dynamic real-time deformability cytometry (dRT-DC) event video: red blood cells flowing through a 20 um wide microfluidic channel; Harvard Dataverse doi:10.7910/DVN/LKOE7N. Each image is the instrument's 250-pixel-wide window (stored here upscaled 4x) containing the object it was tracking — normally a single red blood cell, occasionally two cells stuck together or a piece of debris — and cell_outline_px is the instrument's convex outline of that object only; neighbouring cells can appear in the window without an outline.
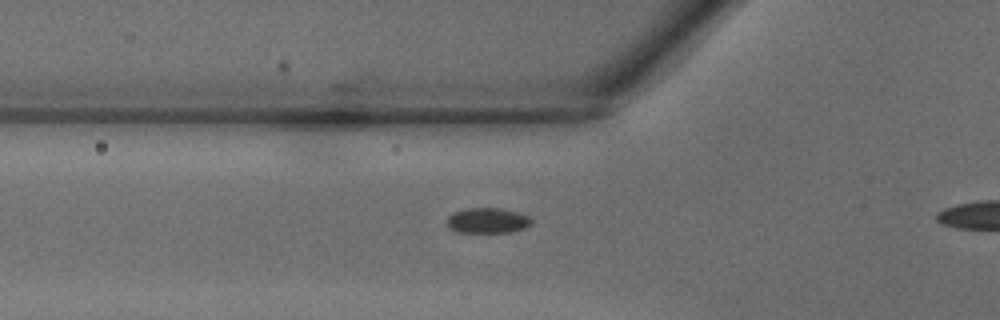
{"species": "common noctule bat (a hibernating species)", "species_latin": "Nyctalus noctula", "temperature_condition": "warm", "stored_images_in_passage": 28, "camera_frame_rate_fps": 3000, "um_per_image_px": 0.085, "animal": {"sex": "male", "body_mass_g": 18.8}, "frame": {"image": 1, "passage_image": 5, "time_ms": 1.333, "image_size_px": [1000, 320], "cell_outline_px": [[532, 224], [524, 228], [512, 232], [456, 232], [448, 228], [444, 224], [448, 216], [452, 212], [464, 208], [500, 208], [520, 212], [528, 216], [532, 220]], "centroid_in_image_um": [41.39, 18.74], "position_along_channel_um": 84.4, "area_um2": 12.83}}
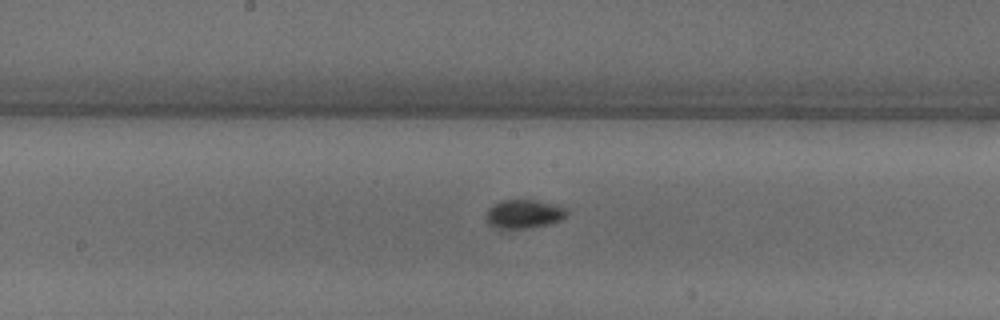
{"frame": {"image": 2, "passage_image": 12, "time_ms": 3.667, "image_size_px": [1000, 320], "cell_outline_px": [[568, 216], [560, 220], [548, 224], [528, 228], [496, 228], [488, 224], [488, 208], [492, 204], [500, 200], [536, 200], [564, 208], [568, 212]], "centroid_in_image_um": [44.52, 18.18], "position_along_channel_um": 203.7, "area_um2": 13.29}}
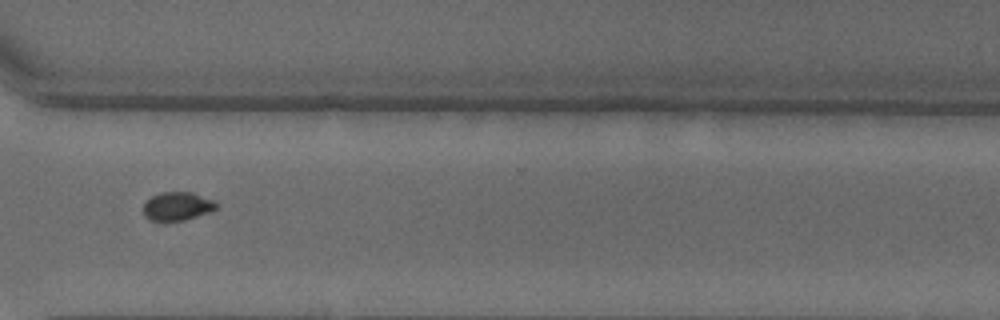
{"frame": {"image": 3, "passage_image": 21, "time_ms": 6.667, "image_size_px": [1000, 320], "cell_outline_px": [[216, 208], [208, 212], [184, 220], [164, 224], [148, 220], [144, 216], [144, 204], [152, 196], [164, 192], [192, 192], [212, 200], [216, 204]], "centroid_in_image_um": [15.0, 17.58], "position_along_channel_um": 355.6, "area_um2": 12.25}}